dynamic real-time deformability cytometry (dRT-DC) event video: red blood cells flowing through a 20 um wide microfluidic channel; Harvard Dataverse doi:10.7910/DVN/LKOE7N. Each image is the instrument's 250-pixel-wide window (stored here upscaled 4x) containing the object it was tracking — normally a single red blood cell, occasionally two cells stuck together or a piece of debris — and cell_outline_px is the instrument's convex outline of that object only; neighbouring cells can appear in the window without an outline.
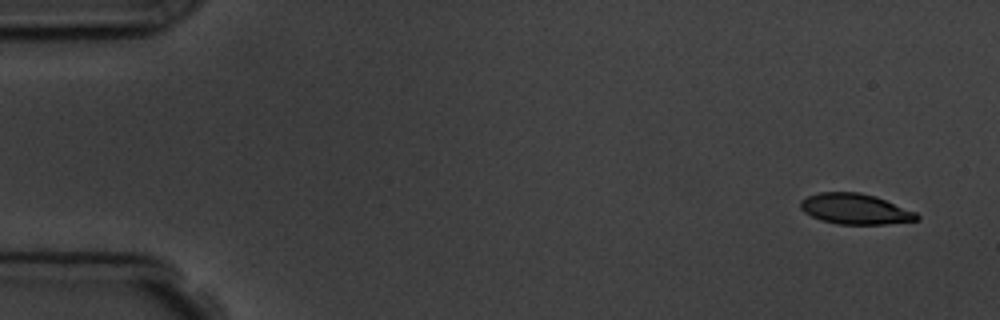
{"species": "common noctule bat (a hibernating species)", "species_latin": "Nyctalus noctula", "temperature_condition": "room temperature", "stored_images_in_passage": 4, "camera_frame_rate_fps": 3000, "um_per_image_px": 0.085, "animal": {"sex": "male", "body_mass_g": 19.5, "forearm_length_mm": 54.6}, "frame": {"image": 1, "passage_image": 1, "time_ms": 0.0, "image_size_px": [1000, 320], "cell_outline_px": [[920, 220], [884, 224], [840, 224], [820, 220], [804, 212], [800, 208], [800, 200], [808, 196], [820, 192], [860, 192], [876, 196], [916, 212], [920, 216]], "centroid_in_image_um": [72.7, 17.76], "position_along_channel_um": 12.3, "area_um2": 20.75}}
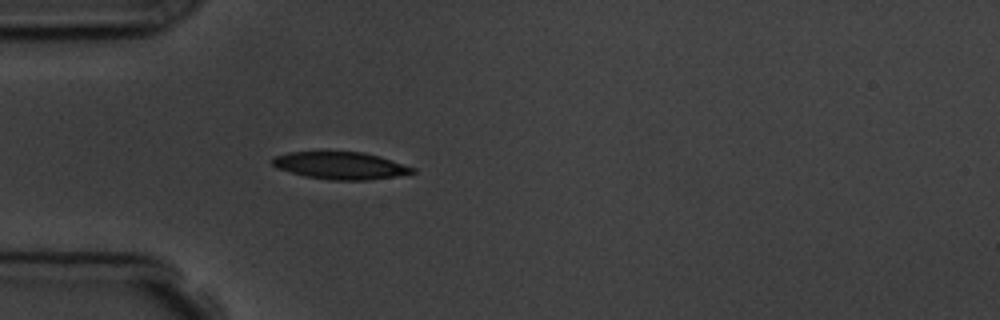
{"frame": {"image": 2, "passage_image": 4, "time_ms": 4.333, "image_size_px": [1000, 320], "cell_outline_px": [[416, 172], [396, 176], [368, 180], [332, 180], [304, 176], [276, 168], [272, 164], [272, 160], [276, 156], [288, 152], [364, 152], [380, 156], [416, 168]], "centroid_in_image_um": [28.96, 14.07], "position_along_channel_um": 56.0, "area_um2": 22.25}}